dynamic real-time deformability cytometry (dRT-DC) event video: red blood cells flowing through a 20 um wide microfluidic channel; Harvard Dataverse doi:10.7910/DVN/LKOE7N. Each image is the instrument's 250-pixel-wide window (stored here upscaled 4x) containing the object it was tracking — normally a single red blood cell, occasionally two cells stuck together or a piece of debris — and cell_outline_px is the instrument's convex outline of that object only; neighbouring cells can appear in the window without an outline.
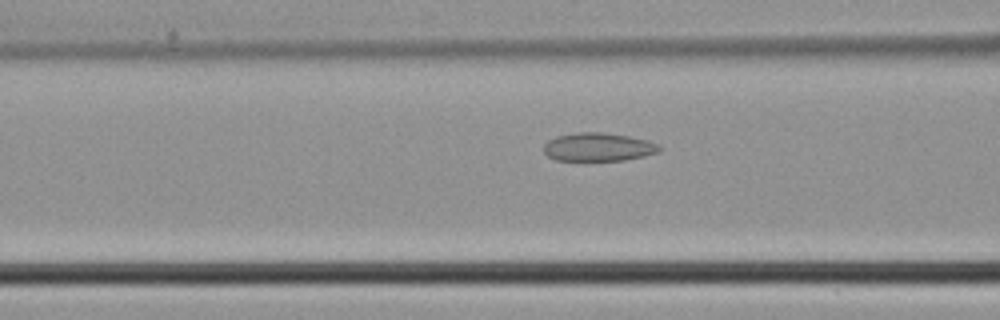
{"species": "common noctule bat (a hibernating species)", "species_latin": "Nyctalus noctula", "temperature_condition": "cold", "stored_images_in_passage": 15, "camera_frame_rate_fps": 3000, "um_per_image_px": 0.085, "animal": {"sex": "male", "body_mass_g": 21.5, "forearm_length_mm": 52.0}, "frame": {"image": 1, "passage_image": 13, "time_ms": 4.0, "image_size_px": [1000, 320], "cell_outline_px": [[660, 152], [644, 156], [624, 160], [556, 160], [548, 156], [544, 152], [544, 144], [548, 140], [556, 136], [576, 132], [604, 132], [628, 136], [648, 140], [660, 144]], "centroid_in_image_um": [50.87, 12.49], "position_along_channel_um": 115.7, "area_um2": 19.19}}